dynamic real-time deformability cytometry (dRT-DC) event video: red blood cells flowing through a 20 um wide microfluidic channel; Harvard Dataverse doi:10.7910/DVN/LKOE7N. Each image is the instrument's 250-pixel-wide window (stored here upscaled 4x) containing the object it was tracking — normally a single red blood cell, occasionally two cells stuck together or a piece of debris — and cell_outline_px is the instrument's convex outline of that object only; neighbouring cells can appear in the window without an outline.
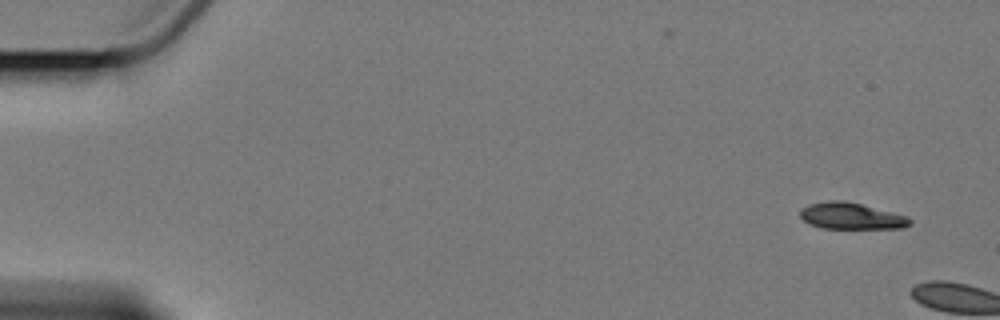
{"species": "Egyptian fruit bat (a non-hibernating species)", "species_latin": "Rousettus aegyptiacus", "temperature_condition": "cold", "stored_images_in_passage": 4, "camera_frame_rate_fps": 3000, "um_per_image_px": 0.085, "animal": {"sex": "female"}, "frame": {"image": 1, "passage_image": 1, "time_ms": 0.0, "image_size_px": [1000, 320], "cell_outline_px": [[912, 224], [904, 228], [820, 228], [804, 220], [800, 216], [800, 208], [808, 204], [828, 200], [844, 200], [908, 216], [912, 220]], "centroid_in_image_um": [72.36, 18.35], "position_along_channel_um": 12.6, "area_um2": 16.94}}